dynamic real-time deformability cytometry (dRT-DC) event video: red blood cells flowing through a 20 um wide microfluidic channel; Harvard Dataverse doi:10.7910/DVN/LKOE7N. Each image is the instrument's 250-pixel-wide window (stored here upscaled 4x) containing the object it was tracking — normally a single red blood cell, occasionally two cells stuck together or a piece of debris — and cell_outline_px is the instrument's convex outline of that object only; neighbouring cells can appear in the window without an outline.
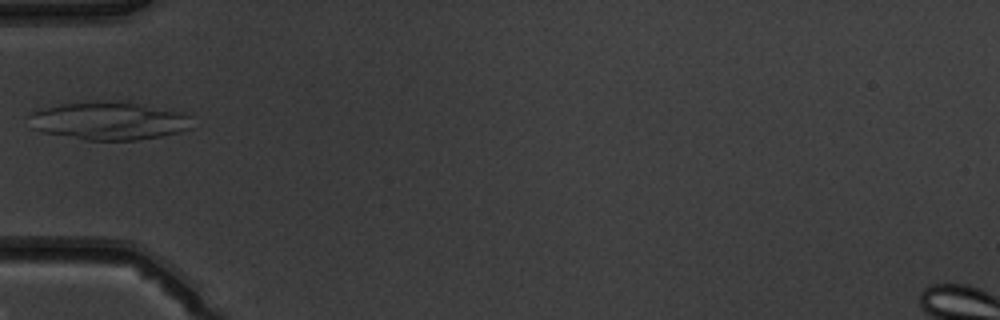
{"species": "common noctule bat (a hibernating species)", "species_latin": "Nyctalus noctula", "temperature_condition": "warm", "stored_images_in_passage": 2, "camera_frame_rate_fps": 3000, "um_per_image_px": 0.085, "animal": {"sex": "male", "body_mass_g": 19.5, "forearm_length_mm": 54.6}, "frame": {"image": 1, "passage_image": 2, "time_ms": 2.0, "image_size_px": [1000, 320], "cell_outline_px": [[192, 128], [180, 132], [160, 136], [136, 140], [84, 140], [44, 132], [28, 128], [28, 116], [32, 112], [40, 108], [60, 104], [116, 100], [132, 100], [184, 112], [192, 116]], "centroid_in_image_um": [9.3, 10.24], "position_along_channel_um": 75.7, "area_um2": 37.28}}